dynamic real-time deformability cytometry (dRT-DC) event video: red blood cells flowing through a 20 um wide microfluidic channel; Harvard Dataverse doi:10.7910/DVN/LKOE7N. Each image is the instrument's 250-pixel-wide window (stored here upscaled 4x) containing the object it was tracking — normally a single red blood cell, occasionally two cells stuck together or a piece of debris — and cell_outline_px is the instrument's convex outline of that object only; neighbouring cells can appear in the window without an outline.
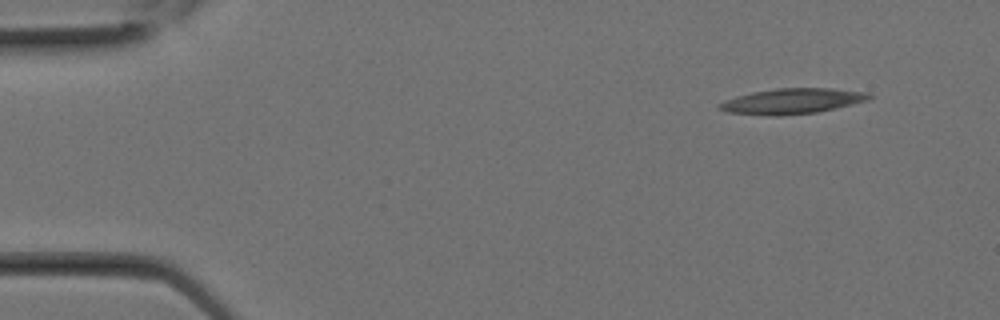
{"species": "Egyptian fruit bat (a non-hibernating species)", "species_latin": "Rousettus aegyptiacus", "temperature_condition": "room temperature", "stored_images_in_passage": 2, "camera_frame_rate_fps": 3000, "um_per_image_px": 0.085, "animal": {"sex": "female"}, "frame": {"image": 1, "passage_image": 1, "time_ms": 0.0, "image_size_px": [1000, 320], "cell_outline_px": [[872, 96], [868, 100], [852, 104], [816, 112], [776, 116], [772, 116], [728, 112], [716, 108], [716, 104], [724, 100], [736, 96], [752, 92], [776, 88], [832, 88], [868, 92]], "centroid_in_image_um": [67.28, 8.59], "position_along_channel_um": 17.7, "area_um2": 22.2}}
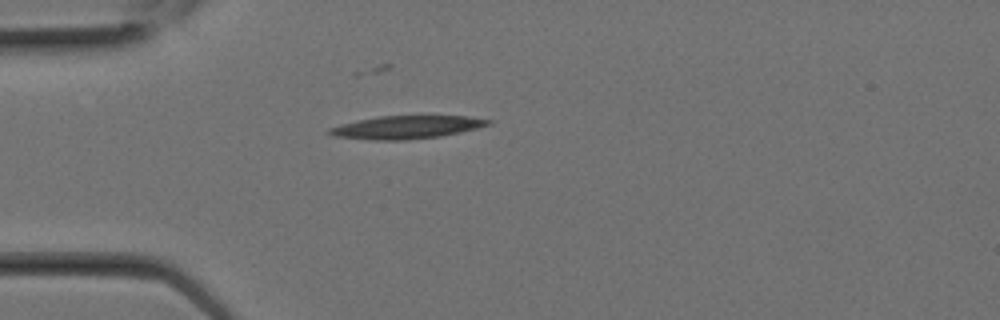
{"frame": {"image": 2, "passage_image": 2, "time_ms": 0.333, "image_size_px": [1000, 320], "cell_outline_px": [[496, 120], [492, 124], [460, 132], [440, 136], [404, 140], [372, 140], [336, 136], [324, 132], [328, 128], [340, 124], [380, 116], [468, 116]], "centroid_in_image_um": [34.58, 10.81], "position_along_channel_um": 50.4, "area_um2": 21.27}}